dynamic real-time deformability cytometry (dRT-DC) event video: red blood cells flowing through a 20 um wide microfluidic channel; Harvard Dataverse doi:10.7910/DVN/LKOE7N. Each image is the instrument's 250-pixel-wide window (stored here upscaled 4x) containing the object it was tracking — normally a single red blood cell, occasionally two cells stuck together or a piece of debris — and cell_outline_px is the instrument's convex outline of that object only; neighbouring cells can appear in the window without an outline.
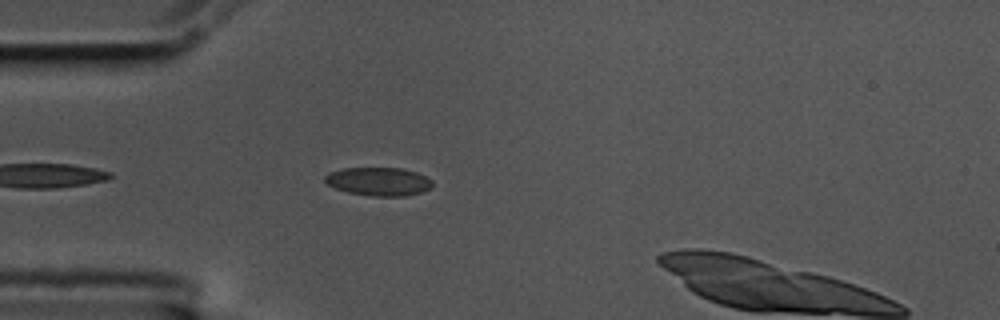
{"species": "common noctule bat (a hibernating species)", "species_latin": "Nyctalus noctula", "temperature_condition": "cold", "stored_images_in_passage": 8, "camera_frame_rate_fps": 3000, "um_per_image_px": 0.085, "animal": {"sex": "male", "body_mass_g": 17.5, "forearm_length_mm": 52.3}, "frame": {"image": 1, "passage_image": 4, "time_ms": 1.0, "image_size_px": [1000, 320], "cell_outline_px": [[432, 184], [428, 188], [420, 192], [404, 196], [372, 196], [348, 192], [336, 188], [328, 184], [324, 180], [324, 176], [328, 172], [344, 168], [400, 168], [416, 172], [432, 180]], "centroid_in_image_um": [32.14, 15.42], "position_along_channel_um": 52.9, "area_um2": 17.57}}
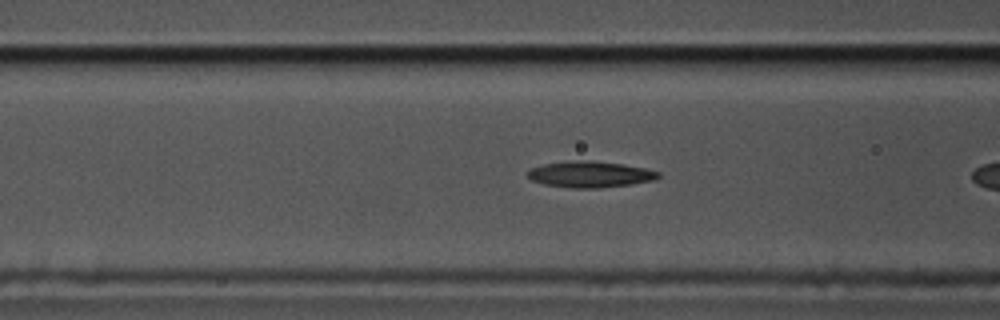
{"frame": {"image": 2, "passage_image": 7, "time_ms": 2.0, "image_size_px": [1000, 320], "cell_outline_px": [[660, 176], [656, 180], [632, 184], [600, 188], [572, 188], [544, 184], [532, 180], [528, 176], [528, 172], [532, 168], [544, 164], [588, 160], [624, 164], [644, 168], [660, 172]], "centroid_in_image_um": [50.22, 14.83], "position_along_channel_um": 116.4, "area_um2": 19.71}}